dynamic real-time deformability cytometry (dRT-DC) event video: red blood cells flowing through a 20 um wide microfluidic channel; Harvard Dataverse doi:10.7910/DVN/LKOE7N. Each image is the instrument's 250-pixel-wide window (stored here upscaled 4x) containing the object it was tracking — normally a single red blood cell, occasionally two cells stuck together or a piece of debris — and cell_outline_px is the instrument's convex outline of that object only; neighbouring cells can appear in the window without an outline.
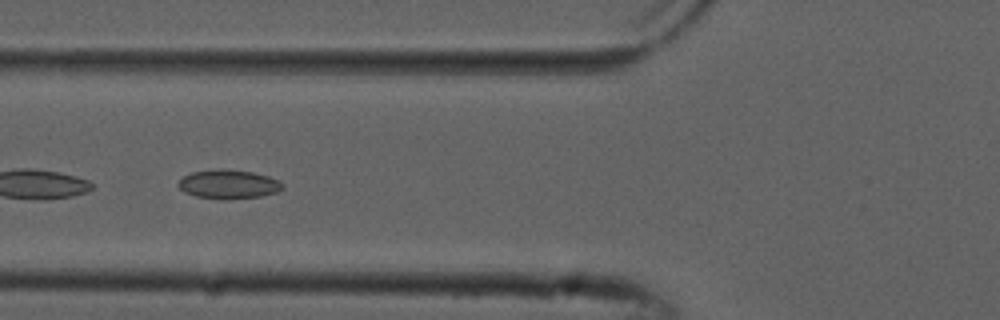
{"species": "common noctule bat (a hibernating species)", "species_latin": "Nyctalus noctula", "temperature_condition": "cold", "stored_images_in_passage": 7, "camera_frame_rate_fps": 3000, "um_per_image_px": 0.085, "animal": {"sex": "male", "forearm_length_mm": 52.5}, "frame": {"image": 1, "passage_image": 4, "time_ms": 1.0, "image_size_px": [1000, 320], "cell_outline_px": [[284, 188], [276, 192], [260, 196], [196, 196], [184, 192], [176, 184], [184, 176], [192, 172], [252, 172], [268, 176], [284, 184]], "centroid_in_image_um": [19.45, 15.66], "position_along_channel_um": 106.4, "area_um2": 15.78}}